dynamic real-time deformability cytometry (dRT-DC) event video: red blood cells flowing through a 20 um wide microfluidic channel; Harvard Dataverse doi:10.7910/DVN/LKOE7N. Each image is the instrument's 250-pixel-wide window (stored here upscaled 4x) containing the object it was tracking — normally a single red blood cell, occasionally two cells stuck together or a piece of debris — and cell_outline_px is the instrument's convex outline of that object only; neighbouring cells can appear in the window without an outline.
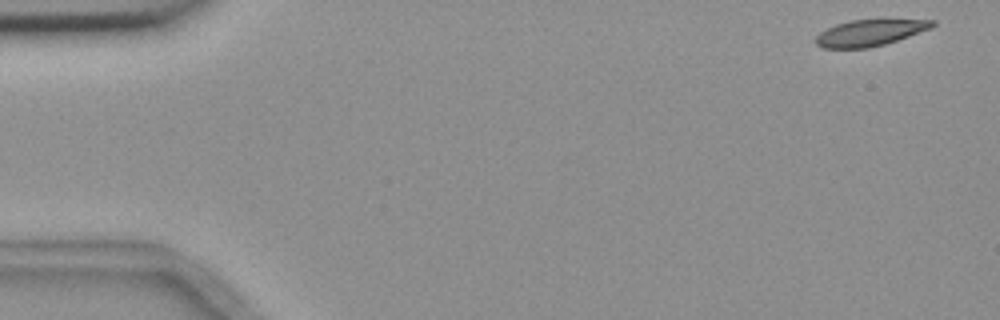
{"species": "common noctule bat (a hibernating species)", "species_latin": "Nyctalus noctula", "temperature_condition": "room temperature", "stored_images_in_passage": 6, "camera_frame_rate_fps": 3000, "um_per_image_px": 0.085, "animal": {"sex": "female", "body_mass_g": 18.4}, "frame": {"image": 1, "passage_image": 1, "time_ms": 0.0, "image_size_px": [1000, 320], "cell_outline_px": [[936, 24], [932, 28], [884, 44], [868, 48], [820, 48], [816, 44], [816, 36], [820, 32], [836, 24], [852, 20], [936, 20]], "centroid_in_image_um": [73.92, 2.79], "position_along_channel_um": 11.1, "area_um2": 17.63}}
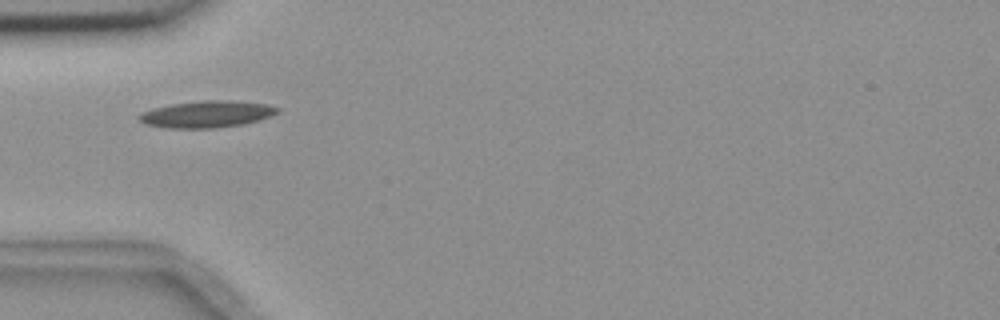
{"frame": {"image": 2, "passage_image": 4, "time_ms": 5.0, "image_size_px": [1000, 320], "cell_outline_px": [[280, 112], [260, 120], [244, 124], [216, 128], [168, 128], [144, 124], [136, 116], [140, 112], [152, 108], [172, 104], [204, 100], [232, 100], [264, 104], [280, 108]], "centroid_in_image_um": [17.56, 9.71], "position_along_channel_um": 67.4, "area_um2": 21.73}}
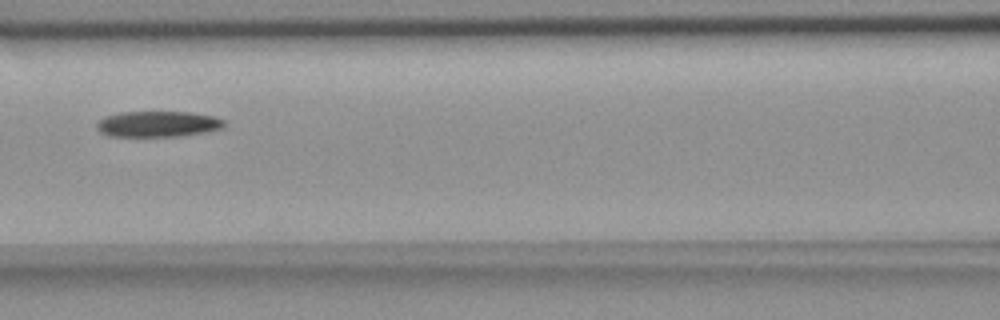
{"frame": {"image": 3, "passage_image": 6, "time_ms": 7.333, "image_size_px": [1000, 320], "cell_outline_px": [[224, 128], [204, 132], [176, 136], [108, 136], [100, 132], [96, 128], [96, 124], [104, 116], [120, 112], [192, 112], [216, 116], [224, 120]], "centroid_in_image_um": [13.41, 10.53], "position_along_channel_um": 153.2, "area_um2": 19.25}}